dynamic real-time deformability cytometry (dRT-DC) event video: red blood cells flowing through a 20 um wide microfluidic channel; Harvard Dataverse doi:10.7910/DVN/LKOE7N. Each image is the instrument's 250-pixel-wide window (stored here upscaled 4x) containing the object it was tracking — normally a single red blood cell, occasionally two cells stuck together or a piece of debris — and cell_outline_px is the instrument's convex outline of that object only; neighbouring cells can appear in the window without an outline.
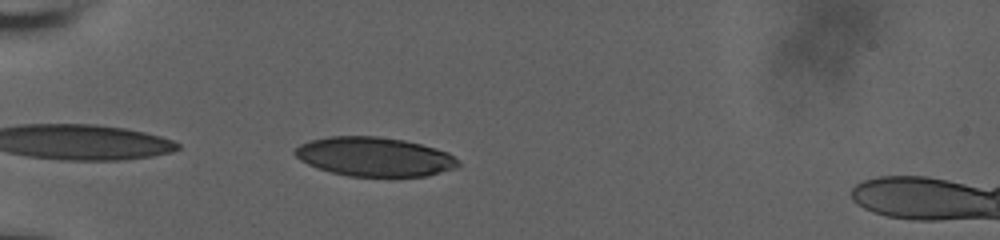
{"species": "human", "species_latin": "Homo sapiens", "temperature_condition": "room temperature", "stored_images_in_passage": 38, "camera_frame_rate_fps": 3000, "um_per_image_px": 0.085, "donor": {"sex": "male"}, "frame": {"image": 1, "passage_image": 2, "time_ms": 0.333, "image_size_px": [1000, 240], "cell_outline_px": [[460, 164], [452, 168], [440, 172], [424, 176], [348, 176], [316, 168], [300, 160], [292, 152], [300, 144], [312, 140], [332, 136], [376, 136], [404, 140], [436, 148], [448, 152], [460, 160]], "centroid_in_image_um": [31.81, 13.32], "position_along_channel_um": 53.2, "area_um2": 37.05}}
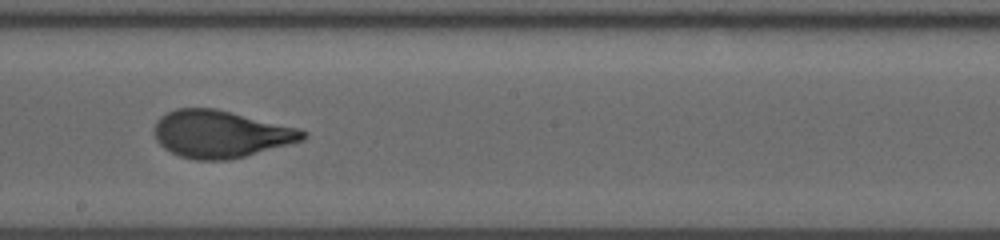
{"frame": {"image": 2, "passage_image": 18, "time_ms": 5.667, "image_size_px": [1000, 240], "cell_outline_px": [[308, 136], [304, 140], [244, 156], [228, 160], [196, 160], [180, 156], [164, 148], [156, 140], [156, 120], [160, 116], [176, 108], [216, 108], [300, 128], [308, 132]], "centroid_in_image_um": [18.78, 11.38], "position_along_channel_um": 229.4, "area_um2": 40.86}}
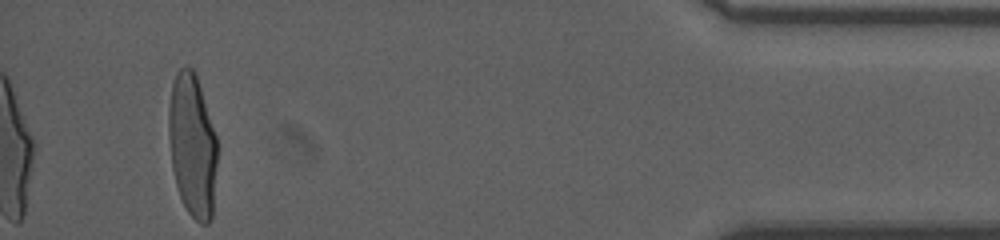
{"frame": {"image": 3, "passage_image": 38, "time_ms": 12.333, "image_size_px": [1000, 240], "cell_outline_px": [[216, 164], [212, 220], [208, 224], [200, 224], [188, 212], [180, 196], [176, 184], [172, 168], [168, 136], [168, 108], [172, 84], [176, 72], [180, 68], [192, 68], [196, 72], [216, 136]], "centroid_in_image_um": [16.34, 12.35], "position_along_channel_um": 418.9, "area_um2": 40.58}, "authors_computed_cell_mechanics": {"area_um2": 40.5467, "velocity_mm_per_s": 3.7338, "shape_relaxation_time_tau1_ms": 4.7634, "shape_relaxation_time_tau2_ms": null, "deformation_change_tau1": 0.2086, "deformation_change_tau2": null}}